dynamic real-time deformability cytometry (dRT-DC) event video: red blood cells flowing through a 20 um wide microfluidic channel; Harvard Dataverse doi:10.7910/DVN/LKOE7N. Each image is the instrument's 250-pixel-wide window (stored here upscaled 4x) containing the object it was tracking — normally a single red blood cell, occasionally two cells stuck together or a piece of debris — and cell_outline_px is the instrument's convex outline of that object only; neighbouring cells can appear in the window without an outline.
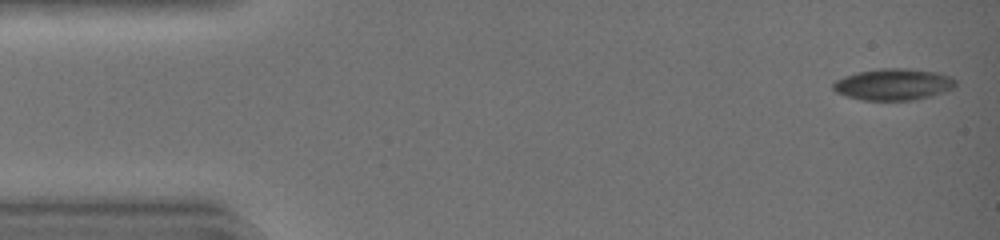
{"species": "common noctule bat (a hibernating species)", "species_latin": "Nyctalus noctula", "temperature_condition": "warm", "stored_images_in_passage": 42, "camera_frame_rate_fps": 3000, "um_per_image_px": 0.085, "animal": {"sex": "female", "body_mass_g": 19.0, "forearm_length_mm": 51.5}, "frame": {"image": 1, "passage_image": 1, "time_ms": 0.0, "image_size_px": [1000, 240], "cell_outline_px": [[956, 84], [952, 88], [932, 96], [916, 100], [864, 100], [848, 96], [836, 92], [832, 88], [832, 84], [836, 80], [844, 76], [856, 72], [880, 68], [904, 68], [936, 72], [952, 76], [956, 80]], "centroid_in_image_um": [75.94, 7.17], "position_along_channel_um": 9.1, "area_um2": 22.54}}
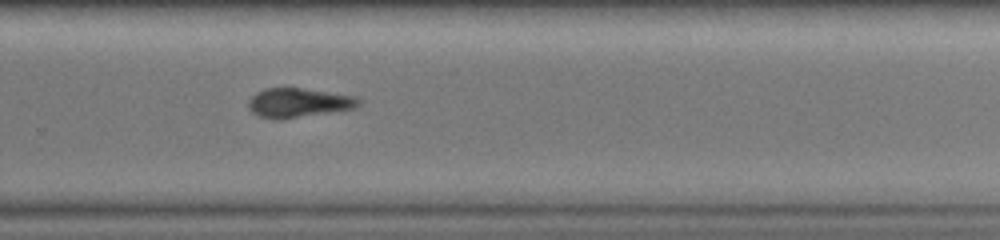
{"frame": {"image": 2, "passage_image": 29, "time_ms": 9.333, "image_size_px": [1000, 240], "cell_outline_px": [[364, 100], [356, 108], [280, 120], [276, 120], [260, 116], [252, 112], [248, 104], [248, 100], [256, 92], [264, 88], [300, 88], [360, 96]], "centroid_in_image_um": [25.43, 8.73], "position_along_channel_um": 304.4, "area_um2": 19.07}}
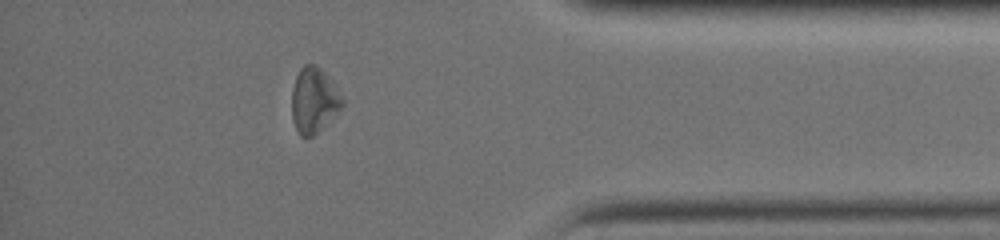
{"frame": {"image": 3, "passage_image": 37, "time_ms": 12.0, "image_size_px": [1000, 240], "cell_outline_px": [[344, 104], [324, 128], [312, 136], [300, 136], [292, 120], [292, 88], [296, 76], [300, 68], [304, 64], [316, 64], [336, 84], [344, 100]], "centroid_in_image_um": [26.7, 8.51], "position_along_channel_um": 408.5, "area_um2": 19.48}, "authors_computed_cell_mechanics": {"area_um2": 21.0681, "velocity_mm_per_s": 4.4736, "shape_relaxation_time_tau1_ms": 1.5338, "shape_relaxation_time_tau2_ms": null, "deformation_change_tau1": 0.1061, "deformation_change_tau2": null}}